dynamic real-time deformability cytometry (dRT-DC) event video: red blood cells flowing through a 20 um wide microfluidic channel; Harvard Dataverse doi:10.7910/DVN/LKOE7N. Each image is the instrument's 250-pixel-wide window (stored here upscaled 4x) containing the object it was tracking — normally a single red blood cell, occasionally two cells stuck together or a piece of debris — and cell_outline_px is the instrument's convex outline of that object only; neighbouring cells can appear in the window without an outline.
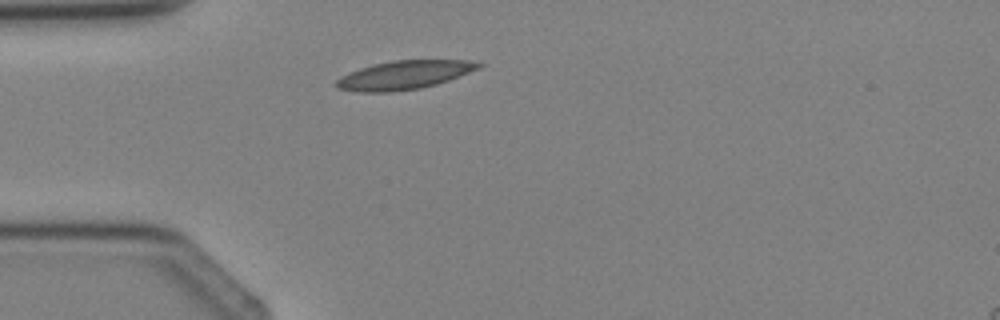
{"species": "Egyptian fruit bat (a non-hibernating species)", "species_latin": "Rousettus aegyptiacus", "temperature_condition": "cold", "stored_images_in_passage": 2, "camera_frame_rate_fps": 3000, "um_per_image_px": 0.085, "animal": {"sex": "female"}, "frame": {"image": 1, "passage_image": 1, "time_ms": 0.0, "image_size_px": [1000, 320], "cell_outline_px": [[484, 64], [480, 68], [448, 80], [436, 84], [420, 88], [392, 92], [356, 92], [336, 88], [336, 80], [340, 76], [348, 72], [360, 68], [392, 60], [468, 60]], "centroid_in_image_um": [34.32, 6.38], "position_along_channel_um": 50.7, "area_um2": 23.7}}